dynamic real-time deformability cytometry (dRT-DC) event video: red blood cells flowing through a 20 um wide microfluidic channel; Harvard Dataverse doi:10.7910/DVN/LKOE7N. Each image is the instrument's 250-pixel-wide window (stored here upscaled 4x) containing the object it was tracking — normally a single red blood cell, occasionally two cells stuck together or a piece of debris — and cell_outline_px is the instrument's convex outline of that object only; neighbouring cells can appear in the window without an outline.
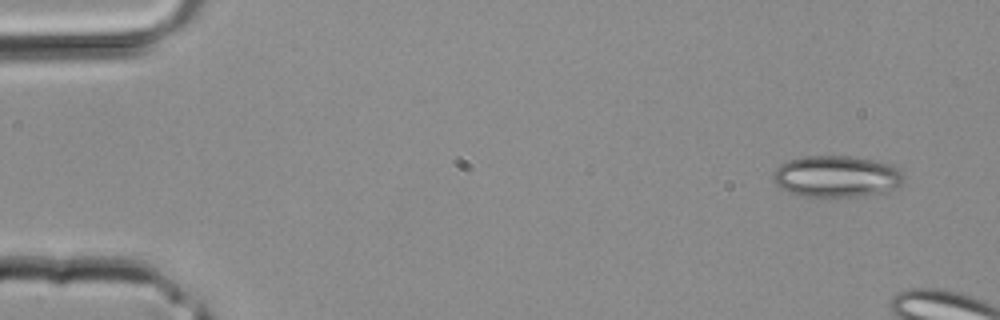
{"species": "common noctule bat (a hibernating species)", "species_latin": "Nyctalus noctula", "temperature_condition": "room temperature", "stored_images_in_passage": 4, "camera_frame_rate_fps": 3000, "um_per_image_px": 0.085, "animal": {"sex": "male", "body_mass_g": 20.4}, "frame": {"image": 1, "passage_image": 1, "time_ms": 0.0, "image_size_px": [1000, 320], "cell_outline_px": [[904, 180], [896, 188], [884, 192], [856, 196], [820, 200], [796, 196], [780, 188], [772, 180], [772, 176], [776, 168], [780, 164], [788, 160], [804, 156], [848, 156], [872, 160], [888, 164], [900, 168], [904, 172]], "centroid_in_image_um": [71.05, 15.04], "position_along_channel_um": 13.9, "area_um2": 32.6}}
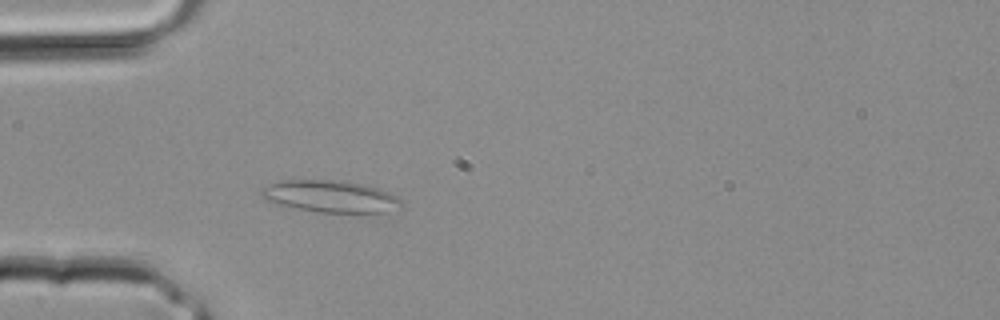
{"frame": {"image": 2, "passage_image": 4, "time_ms": 1.0, "image_size_px": [1000, 320], "cell_outline_px": [[404, 204], [384, 212], [320, 212], [292, 208], [264, 200], [260, 196], [260, 188], [268, 184], [280, 180], [348, 180], [380, 188], [396, 196]], "centroid_in_image_um": [28.01, 16.67], "position_along_channel_um": 57.0, "area_um2": 26.3}}